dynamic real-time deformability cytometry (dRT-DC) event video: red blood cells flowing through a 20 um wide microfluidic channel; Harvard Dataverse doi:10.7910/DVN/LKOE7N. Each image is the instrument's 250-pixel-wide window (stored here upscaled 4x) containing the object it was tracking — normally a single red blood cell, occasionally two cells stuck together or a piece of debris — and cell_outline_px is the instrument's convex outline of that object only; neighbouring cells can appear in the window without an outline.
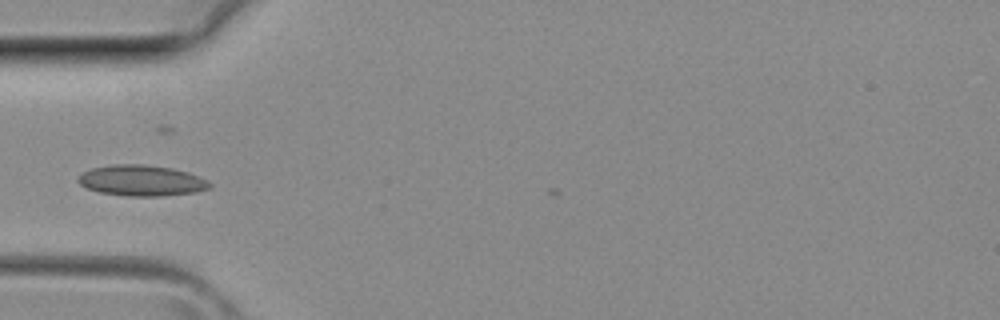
{"species": "common noctule bat (a hibernating species)", "species_latin": "Nyctalus noctula", "temperature_condition": "room temperature", "stored_images_in_passage": 26, "camera_frame_rate_fps": 3000, "um_per_image_px": 0.085, "animal": {"sex": "female", "body_mass_g": 29.2, "forearm_length_mm": 56.3}, "frame": {"image": 1, "passage_image": 1, "time_ms": 0.0, "image_size_px": [1000, 320], "cell_outline_px": [[212, 184], [208, 188], [196, 192], [160, 196], [128, 196], [100, 192], [88, 188], [80, 184], [76, 180], [84, 172], [92, 168], [112, 164], [144, 164], [172, 168], [188, 172], [208, 180]], "centroid_in_image_um": [12.04, 15.34], "position_along_channel_um": 73.0, "area_um2": 23.52}}
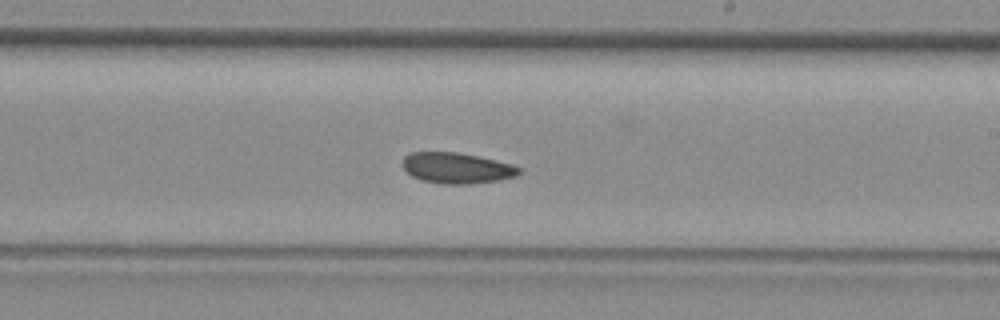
{"frame": {"image": 2, "passage_image": 11, "time_ms": 3.333, "image_size_px": [1000, 320], "cell_outline_px": [[520, 172], [516, 176], [500, 180], [468, 184], [440, 184], [420, 180], [412, 176], [404, 168], [404, 156], [408, 152], [456, 152], [480, 156], [512, 164], [520, 168]], "centroid_in_image_um": [38.83, 14.28], "position_along_channel_um": 250.2, "area_um2": 20.98}}
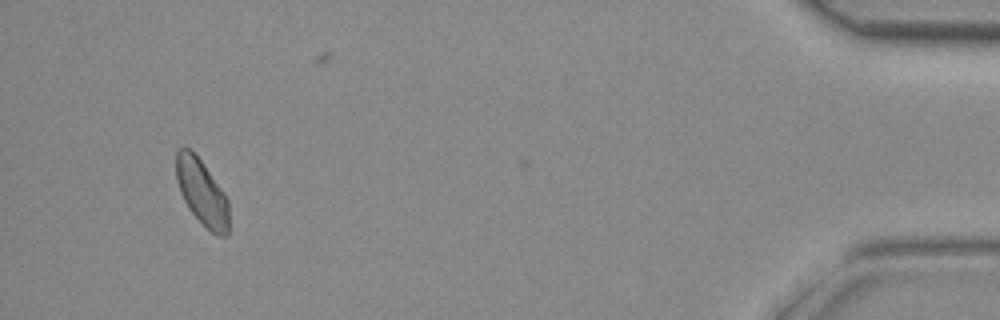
{"frame": {"image": 3, "passage_image": 25, "time_ms": 8.0, "image_size_px": [1000, 320], "cell_outline_px": [[228, 236], [220, 236], [212, 232], [188, 208], [180, 192], [176, 180], [176, 152], [180, 148], [188, 148], [200, 160], [224, 192], [228, 200]], "centroid_in_image_um": [17.16, 16.35], "position_along_channel_um": 418.0, "area_um2": 19.83}}